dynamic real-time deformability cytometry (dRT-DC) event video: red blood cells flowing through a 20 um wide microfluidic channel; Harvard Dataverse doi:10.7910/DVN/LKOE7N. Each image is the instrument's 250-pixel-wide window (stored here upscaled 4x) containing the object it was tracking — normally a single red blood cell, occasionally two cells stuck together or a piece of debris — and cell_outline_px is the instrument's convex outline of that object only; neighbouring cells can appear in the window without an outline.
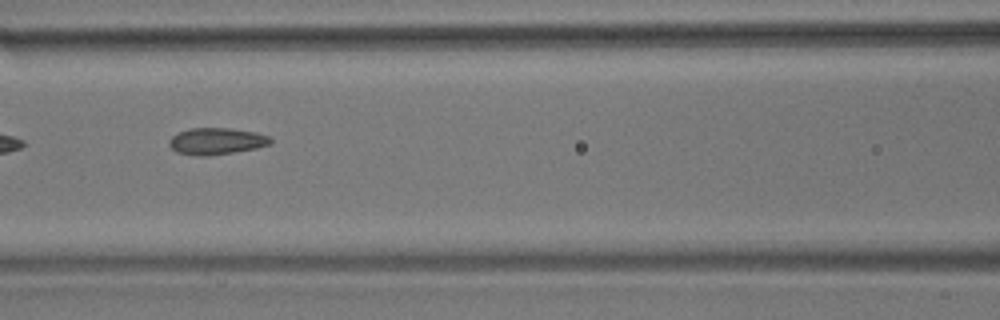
{"species": "common noctule bat (a hibernating species)", "species_latin": "Nyctalus noctula", "temperature_condition": "room temperature", "stored_images_in_passage": 8, "camera_frame_rate_fps": 3000, "um_per_image_px": 0.085, "animal": {"sex": "male", "body_mass_g": 17.9}, "frame": {"image": 1, "passage_image": 6, "time_ms": 7.333, "image_size_px": [1000, 320], "cell_outline_px": [[272, 144], [256, 148], [208, 156], [200, 156], [176, 152], [168, 144], [168, 140], [172, 136], [180, 132], [192, 128], [228, 128], [256, 132], [268, 136], [272, 140]], "centroid_in_image_um": [18.4, 12.0], "position_along_channel_um": 148.2, "area_um2": 15.66}}
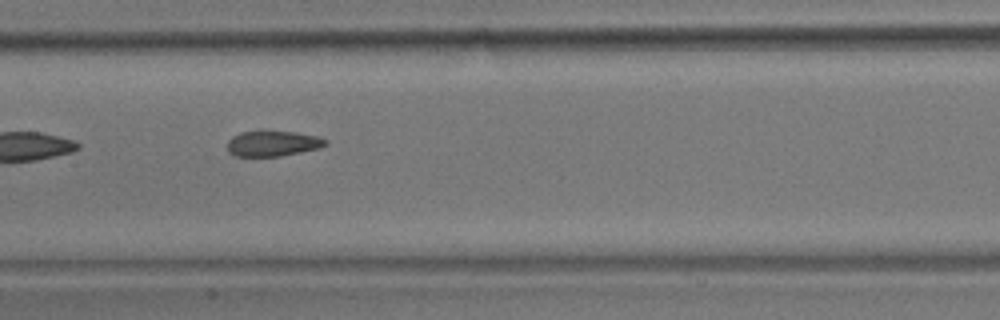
{"frame": {"image": 2, "passage_image": 7, "time_ms": 8.333, "image_size_px": [1000, 320], "cell_outline_px": [[328, 144], [320, 148], [280, 156], [236, 156], [228, 152], [228, 140], [232, 136], [240, 132], [260, 128], [264, 128], [296, 132], [316, 136], [328, 140]], "centroid_in_image_um": [23.16, 12.14], "position_along_channel_um": 184.2, "area_um2": 15.26}}